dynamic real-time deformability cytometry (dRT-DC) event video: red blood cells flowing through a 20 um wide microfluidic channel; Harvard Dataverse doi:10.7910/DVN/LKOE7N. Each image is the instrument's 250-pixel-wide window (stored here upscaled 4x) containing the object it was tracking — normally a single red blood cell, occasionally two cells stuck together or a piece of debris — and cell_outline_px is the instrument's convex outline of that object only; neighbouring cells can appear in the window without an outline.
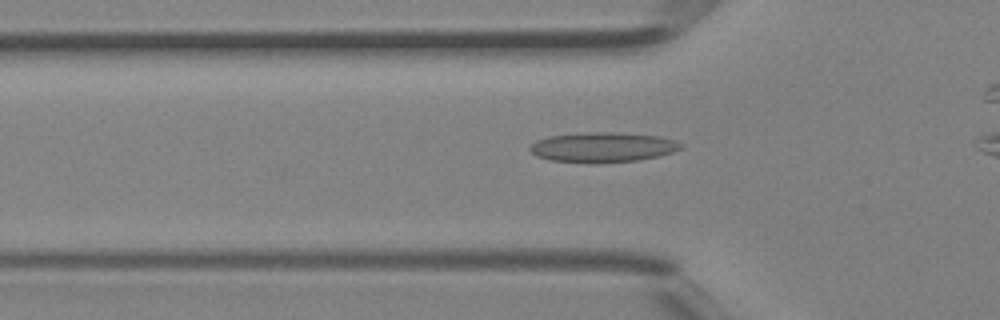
{"species": "Egyptian fruit bat (a non-hibernating species)", "species_latin": "Rousettus aegyptiacus", "temperature_condition": "room temperature", "stored_images_in_passage": 25, "camera_frame_rate_fps": 3000, "um_per_image_px": 0.085, "animal": {"sex": "female"}, "frame": {"image": 1, "passage_image": 2, "time_ms": 0.333, "image_size_px": [1000, 320], "cell_outline_px": [[684, 144], [680, 148], [672, 152], [656, 156], [636, 160], [596, 164], [592, 164], [552, 160], [536, 156], [528, 148], [536, 140], [552, 136], [588, 132], [612, 132], [660, 136], [676, 140]], "centroid_in_image_um": [51.23, 12.52], "position_along_channel_um": 74.6, "area_um2": 26.3}}
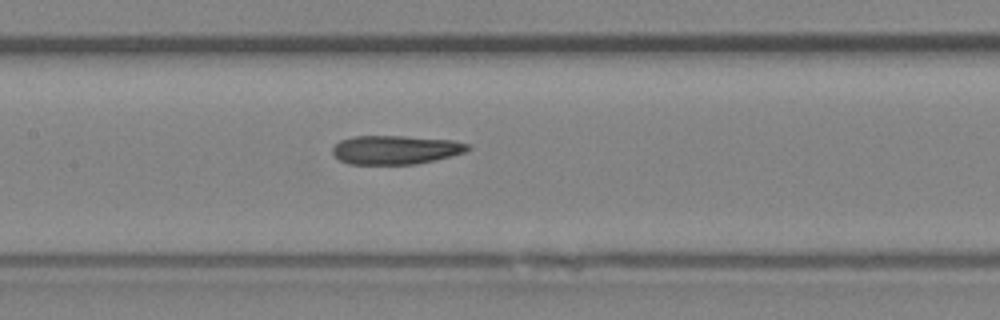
{"frame": {"image": 2, "passage_image": 8, "time_ms": 2.333, "image_size_px": [1000, 320], "cell_outline_px": [[472, 148], [464, 152], [436, 160], [416, 164], [348, 164], [340, 160], [332, 152], [332, 148], [340, 140], [356, 136], [404, 136], [452, 140], [472, 144]], "centroid_in_image_um": [33.66, 12.73], "position_along_channel_um": 173.7, "area_um2": 22.77}}
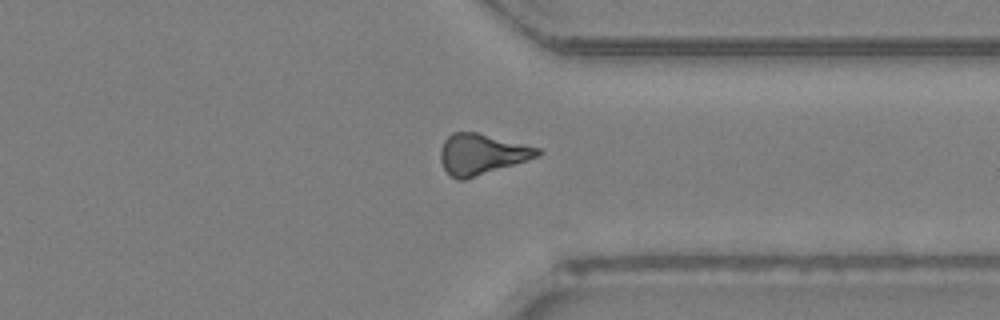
{"frame": {"image": 3, "passage_image": 20, "time_ms": 6.333, "image_size_px": [1000, 320], "cell_outline_px": [[544, 152], [540, 156], [528, 160], [464, 180], [456, 180], [444, 168], [440, 160], [440, 148], [444, 140], [452, 132], [476, 132], [540, 148]], "centroid_in_image_um": [40.95, 13.1], "position_along_channel_um": 370.5, "area_um2": 23.0}}